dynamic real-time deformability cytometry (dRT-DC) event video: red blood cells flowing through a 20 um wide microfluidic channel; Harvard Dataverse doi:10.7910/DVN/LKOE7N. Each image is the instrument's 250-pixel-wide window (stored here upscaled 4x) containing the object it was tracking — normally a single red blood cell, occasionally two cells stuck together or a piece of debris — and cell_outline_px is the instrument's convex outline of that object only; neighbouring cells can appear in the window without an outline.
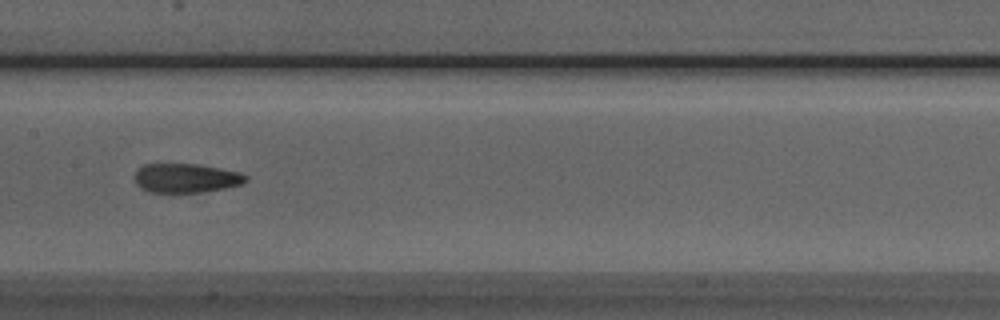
{"species": "Egyptian fruit bat (a non-hibernating species)", "species_latin": "Rousettus aegyptiacus", "temperature_condition": "room temperature", "stored_images_in_passage": 41, "camera_frame_rate_fps": 3000, "um_per_image_px": 0.085, "animal": {"sex": "male"}, "frame": {"image": 1, "passage_image": 16, "time_ms": 5.0, "image_size_px": [1000, 320], "cell_outline_px": [[248, 180], [240, 184], [224, 188], [204, 192], [148, 192], [140, 188], [136, 184], [136, 172], [144, 164], [196, 164], [220, 168], [240, 172], [248, 176]], "centroid_in_image_um": [15.82, 15.14], "position_along_channel_um": 191.6, "area_um2": 18.79}}
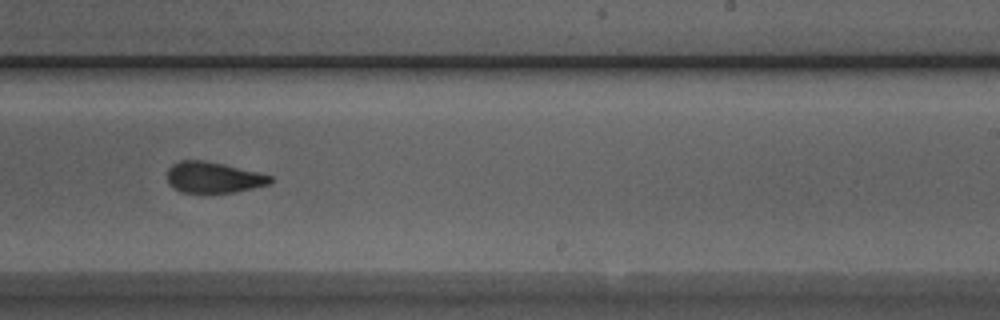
{"frame": {"image": 2, "passage_image": 22, "time_ms": 7.0, "image_size_px": [1000, 320], "cell_outline_px": [[272, 184], [236, 192], [204, 196], [180, 192], [168, 184], [168, 168], [172, 164], [180, 160], [204, 160], [224, 164], [272, 176]], "centroid_in_image_um": [18.11, 15.13], "position_along_channel_um": 270.9, "area_um2": 19.42}}
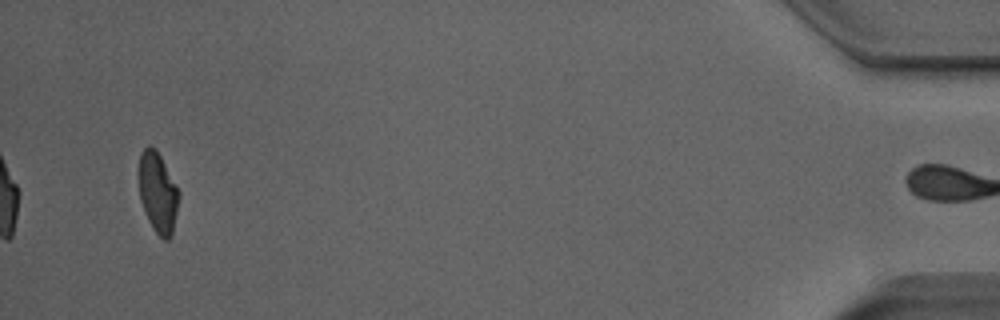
{"frame": {"image": 3, "passage_image": 40, "time_ms": 13.0, "image_size_px": [1000, 320], "cell_outline_px": [[180, 196], [172, 232], [168, 240], [164, 240], [152, 228], [148, 220], [140, 200], [140, 152], [148, 144], [156, 148], [180, 192]], "centroid_in_image_um": [13.43, 16.35], "position_along_channel_um": 421.8, "area_um2": 18.55}, "authors_computed_cell_mechanics": {"area_um2": 19.5364, "velocity_mm_per_s": 3.9764, "shape_relaxation_time_tau1_ms": 4.5713, "shape_relaxation_time_tau2_ms": 1.2037, "deformation_change_tau1": 0.1895, "deformation_change_tau2": 0.0865}}